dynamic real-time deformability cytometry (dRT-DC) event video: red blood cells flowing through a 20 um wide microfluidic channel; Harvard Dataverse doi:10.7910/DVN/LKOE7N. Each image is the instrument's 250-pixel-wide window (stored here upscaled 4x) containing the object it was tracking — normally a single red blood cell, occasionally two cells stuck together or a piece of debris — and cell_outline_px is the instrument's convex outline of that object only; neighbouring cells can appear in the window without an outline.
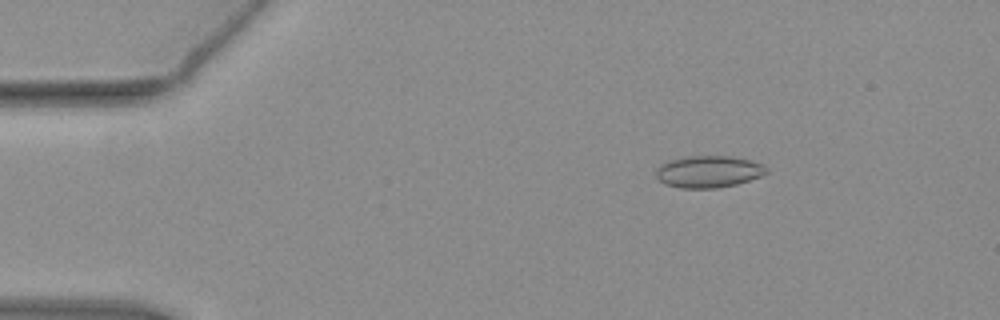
{"species": "common noctule bat (a hibernating species)", "species_latin": "Nyctalus noctula", "temperature_condition": "warm", "stored_images_in_passage": 54, "camera_frame_rate_fps": 3000, "um_per_image_px": 0.085, "animal": {"sex": "female", "body_mass_g": 19.3, "forearm_length_mm": 54.1}, "frame": {"image": 1, "passage_image": 9, "time_ms": 2.667, "image_size_px": [1000, 320], "cell_outline_px": [[768, 172], [760, 176], [736, 184], [716, 188], [680, 188], [664, 184], [656, 176], [656, 168], [660, 164], [668, 160], [684, 156], [728, 156], [748, 160], [764, 164], [768, 168]], "centroid_in_image_um": [60.19, 14.58], "position_along_channel_um": 24.8, "area_um2": 20.58}}
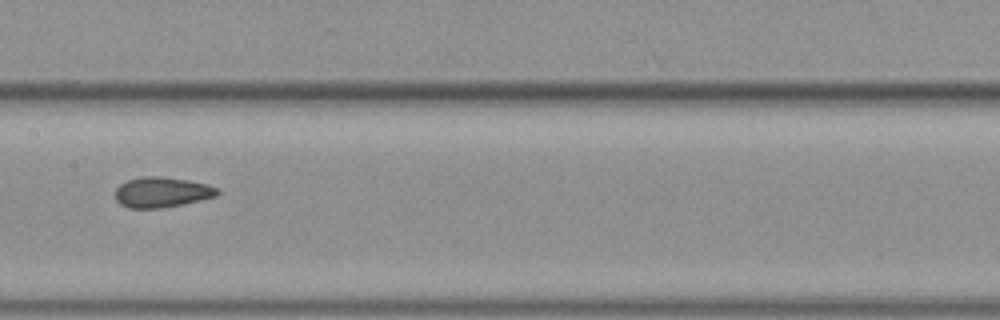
{"frame": {"image": 2, "passage_image": 28, "time_ms": 9.0, "image_size_px": [1000, 320], "cell_outline_px": [[220, 192], [216, 196], [184, 204], [160, 208], [128, 208], [120, 204], [116, 200], [116, 188], [120, 184], [128, 180], [144, 176], [160, 176], [188, 180], [208, 184], [216, 188]], "centroid_in_image_um": [13.75, 16.34], "position_along_channel_um": 193.6, "area_um2": 18.03}}
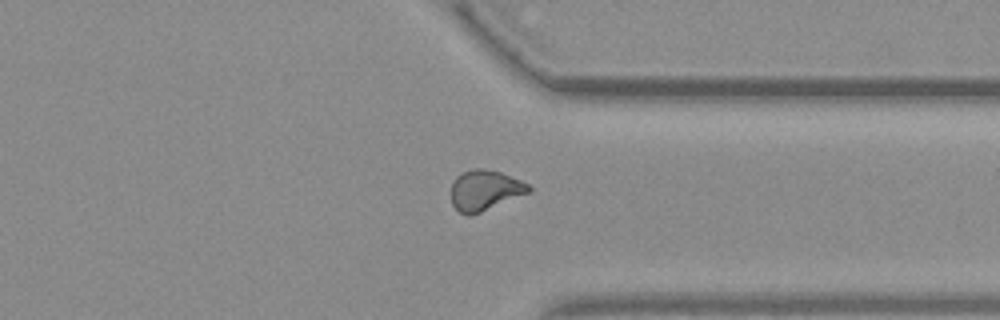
{"frame": {"image": 3, "passage_image": 42, "time_ms": 13.667, "image_size_px": [1000, 320], "cell_outline_px": [[532, 192], [480, 212], [468, 216], [460, 212], [452, 204], [452, 184], [456, 176], [460, 172], [476, 168], [484, 168], [500, 172], [520, 180], [528, 184], [532, 188]], "centroid_in_image_um": [41.23, 16.16], "position_along_channel_um": 370.2, "area_um2": 18.26}, "authors_computed_cell_mechanics": {"area_um2": 18.2648, "velocity_mm_per_s": 3.8175, "shape_relaxation_time_tau1_ms": null, "shape_relaxation_time_tau2_ms": 2.2888, "deformation_change_tau1": null, "deformation_change_tau2": 0.0761}}